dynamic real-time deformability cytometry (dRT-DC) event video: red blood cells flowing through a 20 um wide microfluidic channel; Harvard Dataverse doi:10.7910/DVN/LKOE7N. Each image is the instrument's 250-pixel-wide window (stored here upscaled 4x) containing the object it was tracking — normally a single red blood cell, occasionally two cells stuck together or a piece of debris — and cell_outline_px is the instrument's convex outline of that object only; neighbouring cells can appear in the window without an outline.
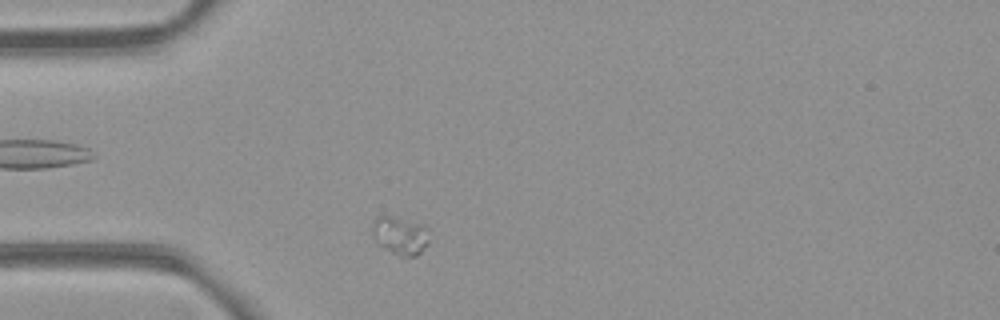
{"species": "common noctule bat (a hibernating species)", "species_latin": "Nyctalus noctula", "temperature_condition": "room temperature", "stored_images_in_passage": 38, "camera_frame_rate_fps": 3000, "um_per_image_px": 0.085, "animal": {"sex": "female", "body_mass_g": 21.9}, "frame": {"image": 1, "passage_image": 3, "time_ms": 0.667, "image_size_px": [1000, 320], "cell_outline_px": [[428, 244], [416, 256], [400, 256], [380, 248], [372, 236], [372, 224], [376, 216], [388, 216], [424, 224], [428, 240]], "centroid_in_image_um": [33.96, 20.04], "position_along_channel_um": 51.0, "area_um2": 12.66}}